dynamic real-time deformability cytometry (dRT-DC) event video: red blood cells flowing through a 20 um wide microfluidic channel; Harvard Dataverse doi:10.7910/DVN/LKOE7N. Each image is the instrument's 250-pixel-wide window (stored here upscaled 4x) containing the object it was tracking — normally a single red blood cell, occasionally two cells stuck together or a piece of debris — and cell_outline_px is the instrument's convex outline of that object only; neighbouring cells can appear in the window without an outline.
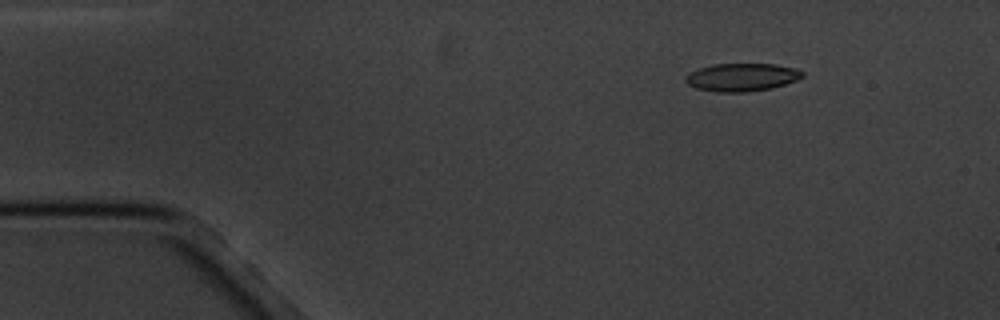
{"species": "common noctule bat (a hibernating species)", "species_latin": "Nyctalus noctula", "temperature_condition": "cold", "stored_images_in_passage": 3, "camera_frame_rate_fps": 3000, "um_per_image_px": 0.085, "animal": {"sex": "male", "body_mass_g": 20.1, "forearm_length_mm": 53.5}, "frame": {"image": 1, "passage_image": 1, "time_ms": 0.0, "image_size_px": [1000, 320], "cell_outline_px": [[804, 76], [796, 80], [772, 88], [744, 92], [716, 92], [696, 88], [688, 84], [684, 80], [684, 76], [688, 72], [712, 64], [776, 64], [796, 68], [804, 72]], "centroid_in_image_um": [63.03, 6.56], "position_along_channel_um": 22.0, "area_um2": 19.13}}
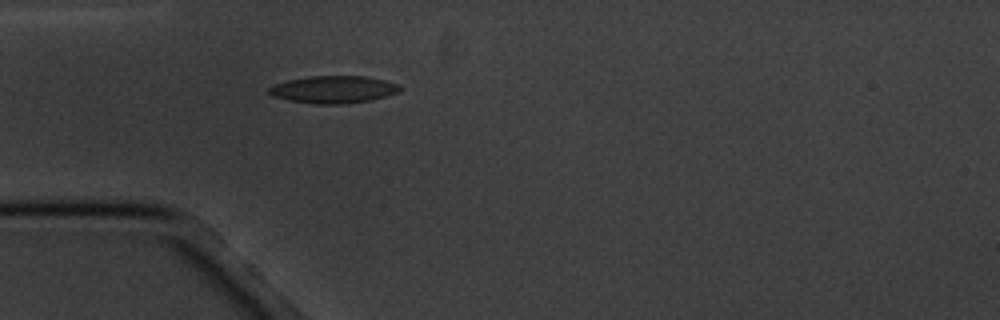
{"frame": {"image": 2, "passage_image": 3, "time_ms": 3.0, "image_size_px": [1000, 320], "cell_outline_px": [[400, 88], [396, 92], [384, 96], [368, 100], [344, 104], [316, 104], [288, 100], [272, 96], [268, 92], [268, 88], [272, 84], [288, 80], [308, 76], [368, 76], [400, 84]], "centroid_in_image_um": [28.29, 7.59], "position_along_channel_um": 56.7, "area_um2": 20.81}}